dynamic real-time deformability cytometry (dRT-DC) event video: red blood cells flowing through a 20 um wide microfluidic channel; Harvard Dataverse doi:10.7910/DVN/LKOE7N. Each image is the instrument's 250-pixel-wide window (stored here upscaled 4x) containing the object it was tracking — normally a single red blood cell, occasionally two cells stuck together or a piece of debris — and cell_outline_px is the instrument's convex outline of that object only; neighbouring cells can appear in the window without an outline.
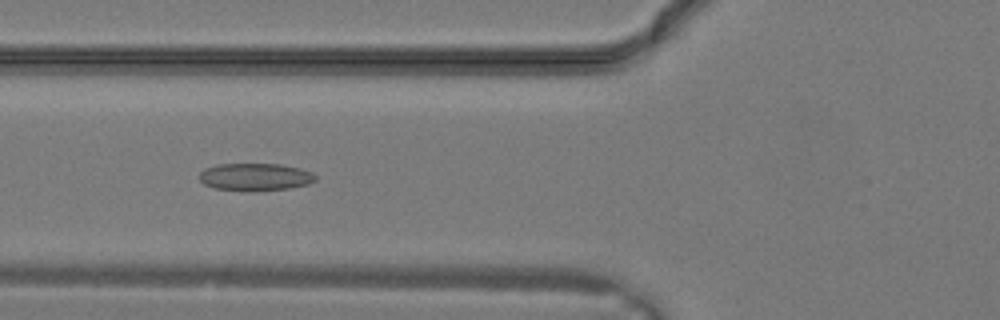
{"species": "common noctule bat (a hibernating species)", "species_latin": "Nyctalus noctula", "temperature_condition": "warm", "stored_images_in_passage": 27, "camera_frame_rate_fps": 3000, "um_per_image_px": 0.085, "animal": {"sex": "male", "body_mass_g": 19.2, "forearm_length_mm": 51.8}, "frame": {"image": 1, "passage_image": 11, "time_ms": 3.333, "image_size_px": [1000, 320], "cell_outline_px": [[316, 180], [308, 184], [288, 188], [252, 192], [244, 192], [212, 188], [204, 184], [200, 180], [200, 172], [204, 168], [216, 164], [280, 164], [300, 168], [312, 172], [316, 176]], "centroid_in_image_um": [21.66, 15.05], "position_along_channel_um": 104.1, "area_um2": 18.96}}
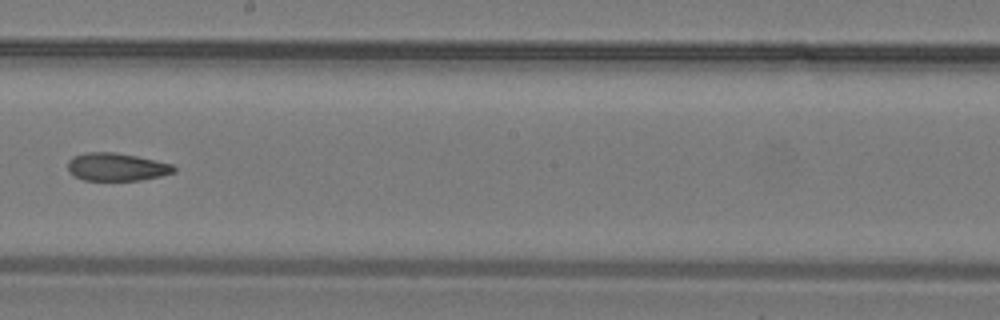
{"frame": {"image": 2, "passage_image": 17, "time_ms": 5.333, "image_size_px": [1000, 320], "cell_outline_px": [[176, 172], [160, 176], [140, 180], [84, 180], [68, 172], [68, 160], [72, 156], [84, 152], [116, 152], [136, 156], [172, 164], [176, 168]], "centroid_in_image_um": [9.89, 14.18], "position_along_channel_um": 238.3, "area_um2": 17.28}}
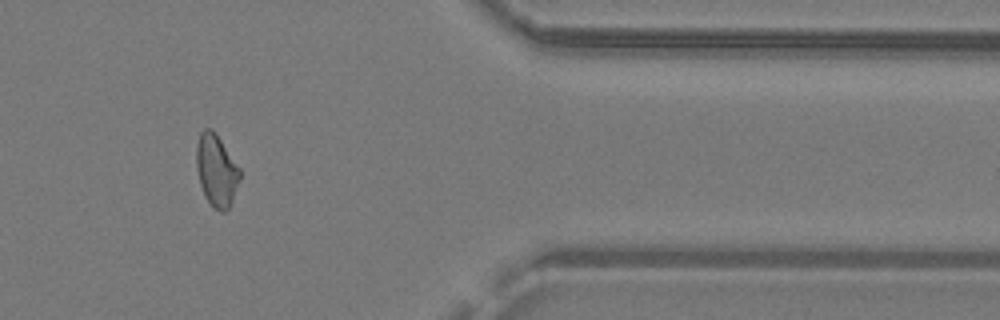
{"frame": {"image": 3, "passage_image": 25, "time_ms": 8.0, "image_size_px": [1000, 320], "cell_outline_px": [[240, 180], [232, 200], [228, 208], [224, 212], [216, 208], [208, 200], [200, 184], [196, 168], [196, 144], [200, 132], [204, 128], [212, 128], [216, 132], [240, 168]], "centroid_in_image_um": [18.39, 14.41], "position_along_channel_um": 393.0, "area_um2": 18.15}}